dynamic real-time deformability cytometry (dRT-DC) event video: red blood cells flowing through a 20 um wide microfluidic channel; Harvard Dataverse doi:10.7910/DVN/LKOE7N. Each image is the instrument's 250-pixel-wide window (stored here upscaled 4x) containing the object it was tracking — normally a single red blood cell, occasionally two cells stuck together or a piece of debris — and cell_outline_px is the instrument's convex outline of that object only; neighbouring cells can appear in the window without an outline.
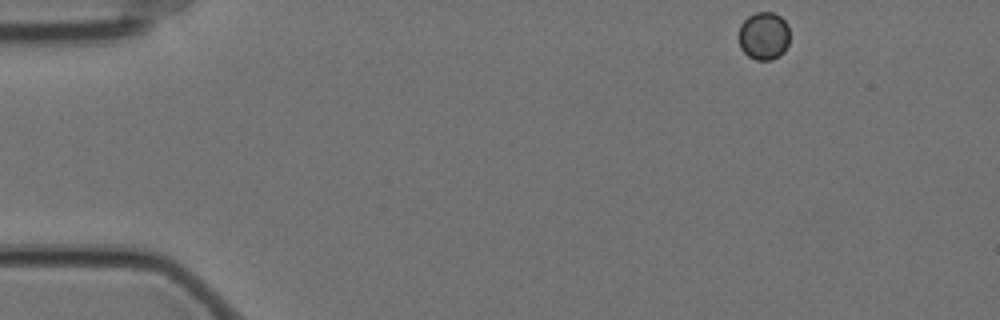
{"species": "Egyptian fruit bat (a non-hibernating species)", "species_latin": "Rousettus aegyptiacus", "temperature_condition": "cold", "stored_images_in_passage": 52, "camera_frame_rate_fps": 3000, "um_per_image_px": 0.085, "animal": {"sex": "female"}, "frame": {"image": 1, "passage_image": 1, "time_ms": 0.0, "image_size_px": [1000, 320], "cell_outline_px": [[788, 44], [784, 52], [780, 56], [772, 60], [756, 60], [748, 56], [740, 48], [740, 24], [748, 16], [756, 12], [772, 12], [780, 16], [788, 24]], "centroid_in_image_um": [64.93, 3.06], "position_along_channel_um": 20.1, "area_um2": 14.28}}
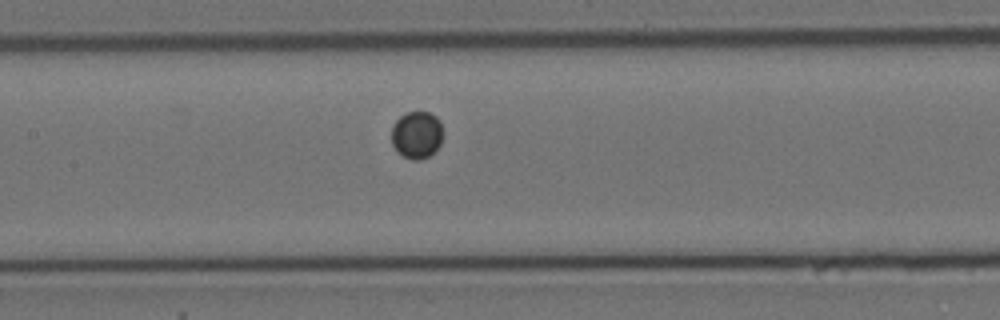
{"frame": {"image": 2, "passage_image": 22, "time_ms": 7.0, "image_size_px": [1000, 320], "cell_outline_px": [[444, 132], [440, 144], [428, 156], [420, 160], [412, 160], [396, 152], [392, 144], [392, 124], [404, 112], [428, 112], [436, 116], [440, 120]], "centroid_in_image_um": [35.42, 11.45], "position_along_channel_um": 172.0, "area_um2": 14.39}}
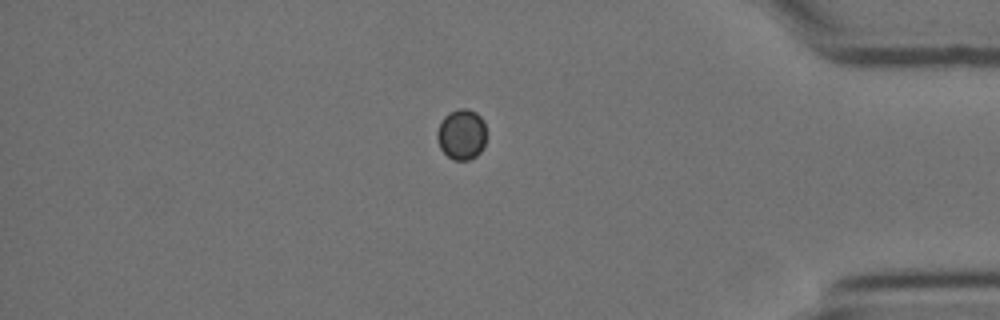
{"frame": {"image": 3, "passage_image": 44, "time_ms": 14.333, "image_size_px": [1000, 320], "cell_outline_px": [[484, 148], [476, 156], [468, 160], [452, 160], [440, 148], [436, 136], [436, 132], [440, 120], [448, 112], [460, 108], [468, 108], [476, 112], [484, 120]], "centroid_in_image_um": [39.21, 11.41], "position_along_channel_um": 396.0, "area_um2": 14.68}}